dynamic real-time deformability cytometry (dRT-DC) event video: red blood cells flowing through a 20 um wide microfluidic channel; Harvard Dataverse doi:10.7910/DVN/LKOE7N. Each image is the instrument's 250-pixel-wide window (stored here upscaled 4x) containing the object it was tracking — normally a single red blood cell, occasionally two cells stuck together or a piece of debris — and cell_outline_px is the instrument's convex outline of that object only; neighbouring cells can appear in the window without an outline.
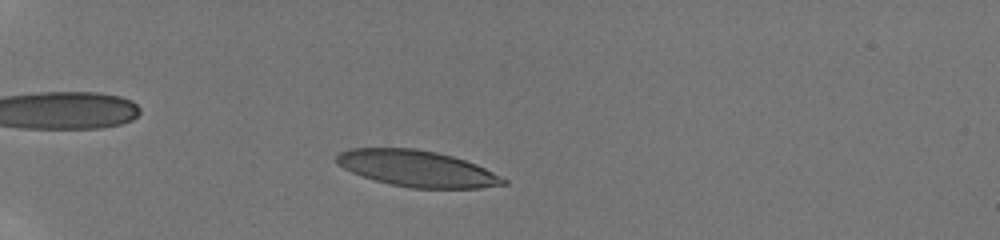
{"species": "human", "species_latin": "Homo sapiens", "temperature_condition": "room temperature", "stored_images_in_passage": 14, "camera_frame_rate_fps": 3000, "um_per_image_px": 0.085, "donor": {"sex": "male"}, "frame": {"image": 1, "passage_image": 10, "time_ms": 2.667, "image_size_px": [1000, 240], "cell_outline_px": [[508, 184], [480, 188], [412, 188], [388, 184], [352, 172], [344, 168], [336, 160], [336, 156], [340, 152], [348, 148], [416, 148], [436, 152], [452, 156], [476, 164], [508, 180]], "centroid_in_image_um": [35.46, 14.33], "position_along_channel_um": 49.5, "area_um2": 35.03}}